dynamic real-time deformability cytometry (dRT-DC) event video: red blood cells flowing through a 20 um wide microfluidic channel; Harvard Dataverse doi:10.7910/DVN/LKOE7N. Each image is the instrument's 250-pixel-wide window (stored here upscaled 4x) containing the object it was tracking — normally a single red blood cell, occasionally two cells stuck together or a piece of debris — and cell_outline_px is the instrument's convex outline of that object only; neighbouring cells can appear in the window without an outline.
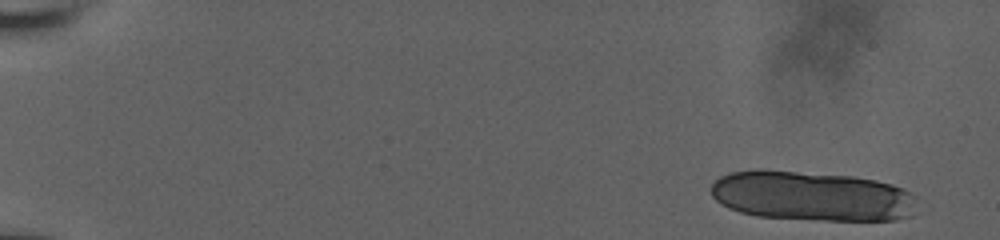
{"species": "human", "species_latin": "Homo sapiens", "temperature_condition": "room temperature", "stored_images_in_passage": 17, "camera_frame_rate_fps": 3000, "um_per_image_px": 0.085, "donor": {"sex": "male"}, "frame": {"image": 1, "passage_image": 1, "time_ms": 0.0, "image_size_px": [1000, 240], "cell_outline_px": [[916, 196], [912, 216], [896, 220], [824, 220], [756, 216], [740, 212], [728, 208], [716, 200], [712, 196], [712, 184], [720, 176], [728, 172], [760, 168], [852, 176], [876, 180], [892, 184], [904, 188]], "centroid_in_image_um": [69.0, 16.65], "position_along_channel_um": 16.0, "area_um2": 60.29}}